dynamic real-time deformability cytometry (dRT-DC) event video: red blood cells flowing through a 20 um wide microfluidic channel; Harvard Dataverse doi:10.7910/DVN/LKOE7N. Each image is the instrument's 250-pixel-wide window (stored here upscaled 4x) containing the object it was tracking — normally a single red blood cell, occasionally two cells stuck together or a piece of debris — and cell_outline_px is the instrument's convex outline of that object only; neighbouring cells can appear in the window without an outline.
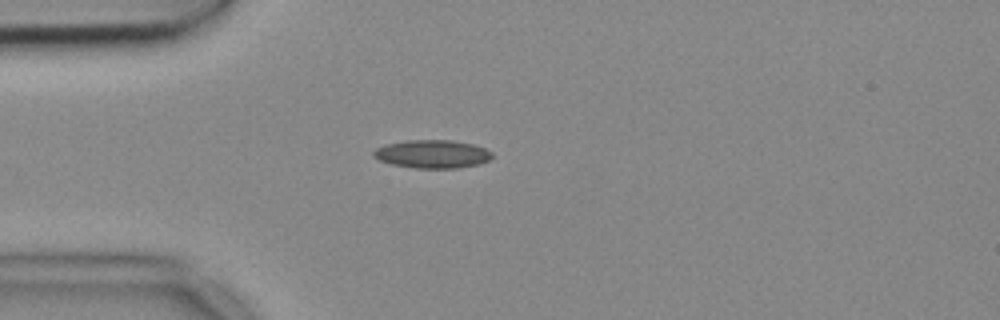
{"species": "common noctule bat (a hibernating species)", "species_latin": "Nyctalus noctula", "temperature_condition": "cold", "stored_images_in_passage": 3, "camera_frame_rate_fps": 3000, "um_per_image_px": 0.085, "animal": {"sex": "female", "body_mass_g": 18.4}, "frame": {"image": 1, "passage_image": 3, "time_ms": 0.667, "image_size_px": [1000, 320], "cell_outline_px": [[492, 156], [488, 160], [480, 164], [456, 168], [416, 168], [392, 164], [380, 160], [372, 156], [372, 152], [376, 148], [384, 144], [408, 140], [452, 140], [472, 144], [484, 148], [492, 152]], "centroid_in_image_um": [36.73, 13.09], "position_along_channel_um": 48.3, "area_um2": 19.48}}